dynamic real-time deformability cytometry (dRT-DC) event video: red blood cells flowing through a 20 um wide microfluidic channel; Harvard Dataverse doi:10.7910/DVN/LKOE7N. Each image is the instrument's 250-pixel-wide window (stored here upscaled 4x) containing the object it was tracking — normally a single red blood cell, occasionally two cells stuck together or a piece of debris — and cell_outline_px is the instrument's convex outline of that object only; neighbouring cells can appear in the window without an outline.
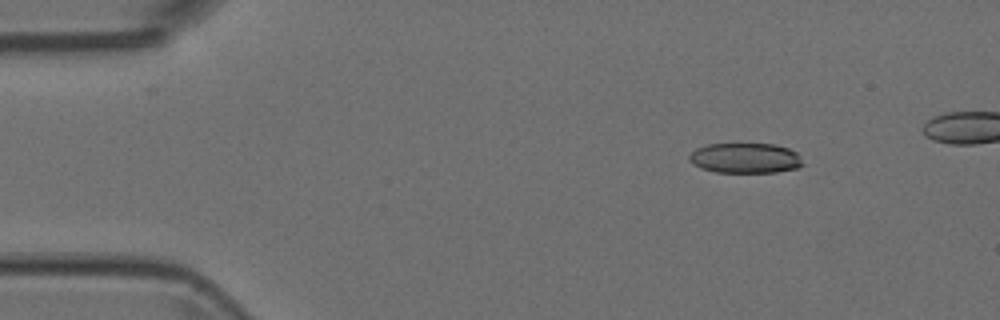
{"species": "Egyptian fruit bat (a non-hibernating species)", "species_latin": "Rousettus aegyptiacus", "temperature_condition": "room temperature", "stored_images_in_passage": 4, "camera_frame_rate_fps": 3000, "um_per_image_px": 0.085, "animal": {"sex": "female"}, "frame": {"image": 1, "passage_image": 1, "time_ms": 0.0, "image_size_px": [1000, 320], "cell_outline_px": [[804, 164], [796, 168], [776, 172], [716, 172], [700, 168], [692, 164], [688, 160], [688, 156], [696, 148], [708, 144], [776, 144], [788, 148], [796, 152], [800, 156]], "centroid_in_image_um": [63.33, 13.44], "position_along_channel_um": 21.7, "area_um2": 20.06}}